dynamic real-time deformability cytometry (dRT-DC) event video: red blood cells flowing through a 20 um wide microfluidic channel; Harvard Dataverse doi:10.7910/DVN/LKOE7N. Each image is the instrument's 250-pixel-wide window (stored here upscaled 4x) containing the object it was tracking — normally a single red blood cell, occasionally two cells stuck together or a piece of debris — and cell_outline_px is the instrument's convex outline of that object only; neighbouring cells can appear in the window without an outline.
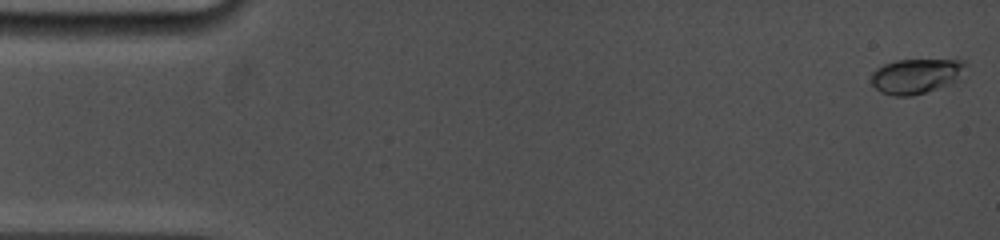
{"species": "common noctule bat (a hibernating species)", "species_latin": "Nyctalus noctula", "temperature_condition": "cold", "stored_images_in_passage": 7, "camera_frame_rate_fps": 5000, "um_per_image_px": 0.085, "animal": {"sex": "female", "body_mass_g": 19.0, "forearm_length_mm": 53.3}, "frame": {"image": 1, "passage_image": 1, "time_ms": 0.0, "image_size_px": [1000, 240], "cell_outline_px": [[968, 64], [956, 80], [948, 84], [924, 92], [908, 96], [892, 96], [880, 92], [872, 84], [872, 72], [876, 68], [884, 64], [896, 60], [956, 56], [964, 60]], "centroid_in_image_um": [77.93, 6.38], "position_along_channel_um": 7.1, "area_um2": 19.94}}
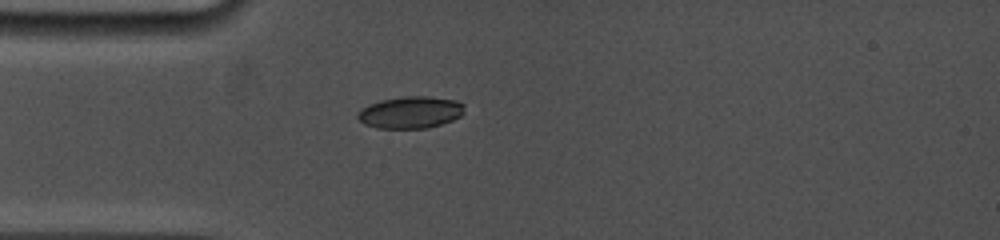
{"frame": {"image": 2, "passage_image": 7, "time_ms": 4.4, "image_size_px": [1000, 240], "cell_outline_px": [[464, 112], [460, 116], [452, 120], [428, 128], [376, 128], [364, 124], [356, 116], [360, 108], [368, 104], [380, 100], [404, 96], [428, 96], [456, 100], [464, 104]], "centroid_in_image_um": [34.87, 9.54], "position_along_channel_um": 50.1, "area_um2": 20.0}}